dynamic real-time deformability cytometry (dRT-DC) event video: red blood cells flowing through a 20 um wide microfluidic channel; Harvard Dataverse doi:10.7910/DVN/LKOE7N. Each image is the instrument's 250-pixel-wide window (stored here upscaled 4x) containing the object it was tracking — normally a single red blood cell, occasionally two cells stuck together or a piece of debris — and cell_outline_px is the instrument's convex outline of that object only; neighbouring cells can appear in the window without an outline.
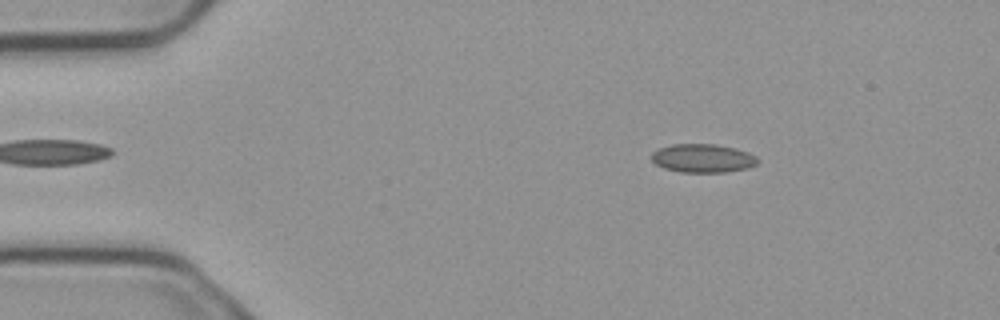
{"species": "common noctule bat (a hibernating species)", "species_latin": "Nyctalus noctula", "temperature_condition": "cold", "stored_images_in_passage": 4, "camera_frame_rate_fps": 3000, "um_per_image_px": 0.085, "animal": {"sex": "male", "body_mass_g": 23.1, "forearm_length_mm": 52.7}, "frame": {"image": 1, "passage_image": 2, "time_ms": 0.333, "image_size_px": [1000, 320], "cell_outline_px": [[760, 160], [756, 164], [748, 168], [724, 172], [680, 172], [664, 168], [656, 164], [648, 156], [652, 152], [660, 148], [672, 144], [716, 144], [736, 148], [748, 152], [756, 156]], "centroid_in_image_um": [59.73, 13.44], "position_along_channel_um": 25.3, "area_um2": 17.8}}